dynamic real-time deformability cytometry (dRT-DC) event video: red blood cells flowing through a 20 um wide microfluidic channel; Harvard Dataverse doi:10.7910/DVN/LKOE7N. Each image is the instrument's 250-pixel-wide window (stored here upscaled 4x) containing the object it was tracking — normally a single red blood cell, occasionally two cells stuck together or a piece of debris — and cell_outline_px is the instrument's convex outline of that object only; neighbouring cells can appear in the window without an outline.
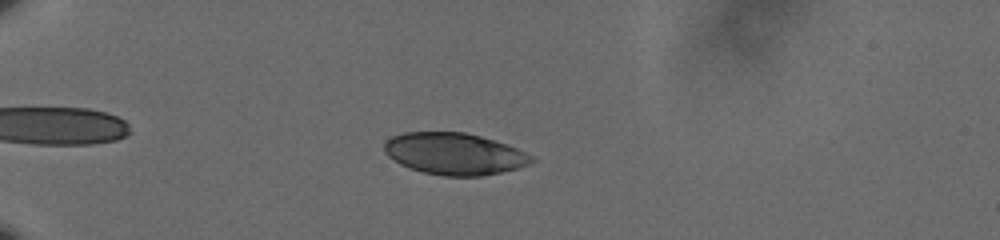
{"species": "human", "species_latin": "Homo sapiens", "temperature_condition": "cold", "stored_images_in_passage": 57, "camera_frame_rate_fps": 3000, "um_per_image_px": 0.085, "donor": {"sex": "male"}, "frame": {"image": 1, "passage_image": 15, "time_ms": 4.667, "image_size_px": [1000, 240], "cell_outline_px": [[536, 160], [528, 164], [516, 168], [500, 172], [480, 176], [444, 176], [424, 172], [400, 164], [388, 156], [384, 152], [384, 144], [392, 136], [404, 132], [464, 132], [480, 136], [516, 148], [532, 156]], "centroid_in_image_um": [38.59, 13.07], "position_along_channel_um": 46.4, "area_um2": 35.43}}
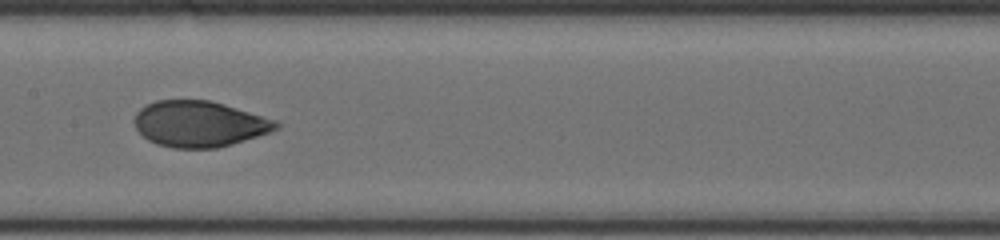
{"frame": {"image": 2, "passage_image": 31, "time_ms": 10.0, "image_size_px": [1000, 240], "cell_outline_px": [[280, 128], [272, 132], [232, 144], [216, 148], [172, 148], [156, 144], [148, 140], [136, 128], [132, 120], [136, 112], [140, 108], [156, 100], [208, 100], [224, 104], [276, 120], [280, 124]], "centroid_in_image_um": [16.94, 10.54], "position_along_channel_um": 190.5, "area_um2": 38.09}}
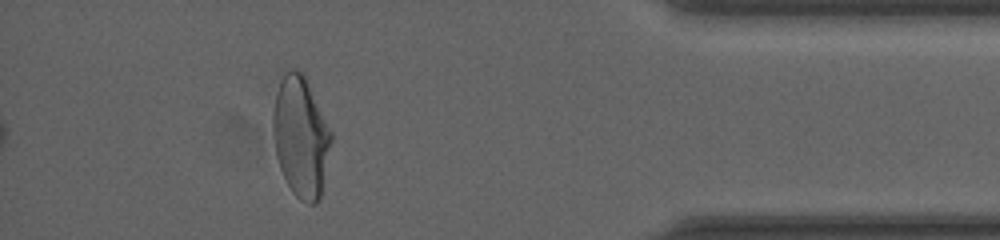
{"frame": {"image": 3, "passage_image": 52, "time_ms": 17.0, "image_size_px": [1000, 240], "cell_outline_px": [[332, 140], [320, 200], [316, 204], [308, 204], [300, 200], [292, 192], [280, 168], [276, 156], [272, 132], [272, 112], [276, 92], [280, 80], [284, 72], [288, 68], [296, 68], [304, 72], [332, 132]], "centroid_in_image_um": [25.56, 11.58], "position_along_channel_um": 409.6, "area_um2": 41.56}, "authors_computed_cell_mechanics": {"area_um2": 38.5526, "velocity_mm_per_s": 3.5859, "shape_relaxation_time_tau1_ms": 4.1894, "shape_relaxation_time_tau2_ms": null, "deformation_change_tau1": 0.1597, "deformation_change_tau2": null}}